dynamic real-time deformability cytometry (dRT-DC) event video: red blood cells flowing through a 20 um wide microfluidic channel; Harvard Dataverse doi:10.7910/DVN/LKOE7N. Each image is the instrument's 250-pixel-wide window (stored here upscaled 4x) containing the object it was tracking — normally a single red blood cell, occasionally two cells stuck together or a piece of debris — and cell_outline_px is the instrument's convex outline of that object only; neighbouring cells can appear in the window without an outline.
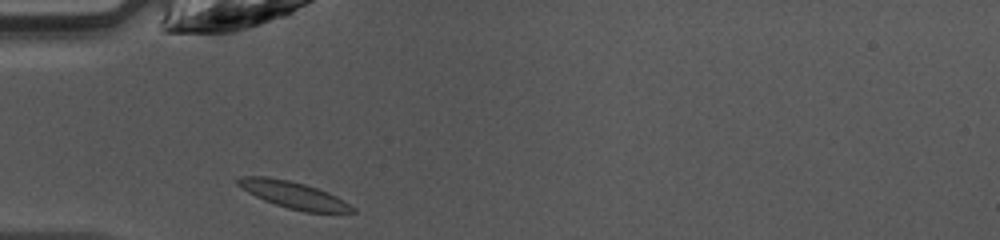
{"species": "common noctule bat (a hibernating species)", "species_latin": "Nyctalus noctula", "temperature_condition": "warm", "stored_images_in_passage": 30, "camera_frame_rate_fps": 3000, "um_per_image_px": 0.085, "animal": {"sex": "female", "body_mass_g": 10.0, "forearm_length_mm": 53.1}, "frame": {"image": 1, "passage_image": 1, "time_ms": 0.0, "image_size_px": [1000, 240], "cell_outline_px": [[356, 212], [304, 212], [288, 208], [264, 200], [248, 192], [236, 184], [236, 180], [240, 176], [268, 176], [288, 180], [304, 184], [328, 192], [344, 200], [356, 208]], "centroid_in_image_um": [24.95, 16.56], "position_along_channel_um": 60.0, "area_um2": 17.8}}
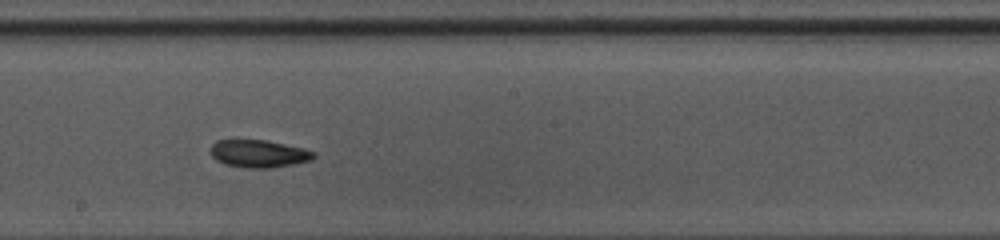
{"frame": {"image": 2, "passage_image": 13, "time_ms": 4.0, "image_size_px": [1000, 240], "cell_outline_px": [[316, 156], [312, 160], [272, 168], [248, 168], [224, 164], [216, 160], [212, 156], [212, 144], [216, 140], [264, 140], [304, 148], [316, 152]], "centroid_in_image_um": [22.02, 13.07], "position_along_channel_um": 226.2, "area_um2": 16.53}}
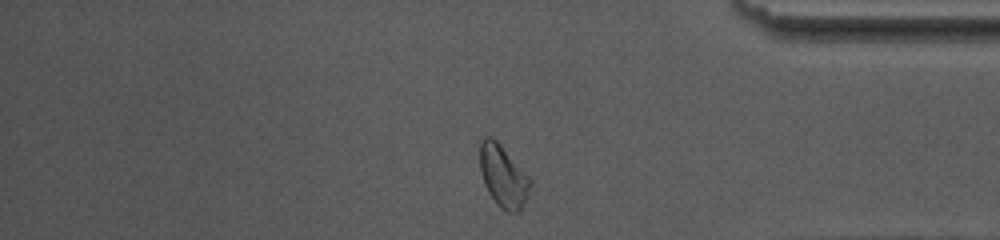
{"frame": {"image": 3, "passage_image": 26, "time_ms": 8.333, "image_size_px": [1000, 240], "cell_outline_px": [[532, 184], [520, 212], [508, 212], [500, 208], [496, 204], [488, 192], [484, 184], [480, 172], [480, 140], [484, 136], [488, 136], [496, 140], [500, 144], [532, 180]], "centroid_in_image_um": [42.76, 14.99], "position_along_channel_um": 392.4, "area_um2": 18.21}, "authors_computed_cell_mechanics": {"area_um2": 16.473, "velocity_mm_per_s": 4.2343, "shape_relaxation_time_tau1_ms": null, "shape_relaxation_time_tau2_ms": 4.9617, "deformation_change_tau1": null, "deformation_change_tau2": 0.1334}}